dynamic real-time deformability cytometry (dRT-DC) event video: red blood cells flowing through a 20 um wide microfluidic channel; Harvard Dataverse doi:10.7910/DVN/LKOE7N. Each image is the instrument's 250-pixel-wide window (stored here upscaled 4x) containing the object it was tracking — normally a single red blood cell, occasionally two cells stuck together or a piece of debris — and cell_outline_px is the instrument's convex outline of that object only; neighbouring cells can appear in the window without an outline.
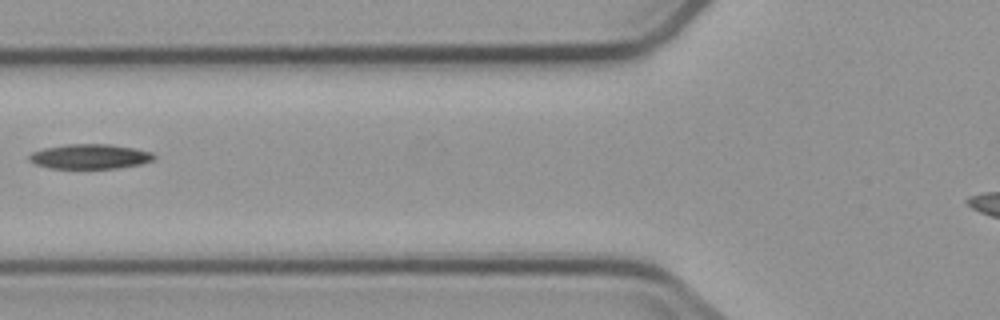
{"species": "common noctule bat (a hibernating species)", "species_latin": "Nyctalus noctula", "temperature_condition": "cold", "stored_images_in_passage": 3, "camera_frame_rate_fps": 3000, "um_per_image_px": 0.085, "animal": {"sex": "male", "body_mass_g": 23.1, "forearm_length_mm": 52.7}, "frame": {"image": 1, "passage_image": 3, "time_ms": 2.333, "image_size_px": [1000, 320], "cell_outline_px": [[156, 156], [152, 160], [140, 164], [116, 168], [52, 168], [36, 164], [28, 160], [28, 156], [32, 152], [44, 148], [68, 144], [112, 144], [136, 148], [152, 152]], "centroid_in_image_um": [7.66, 13.29], "position_along_channel_um": 118.1, "area_um2": 17.98}}